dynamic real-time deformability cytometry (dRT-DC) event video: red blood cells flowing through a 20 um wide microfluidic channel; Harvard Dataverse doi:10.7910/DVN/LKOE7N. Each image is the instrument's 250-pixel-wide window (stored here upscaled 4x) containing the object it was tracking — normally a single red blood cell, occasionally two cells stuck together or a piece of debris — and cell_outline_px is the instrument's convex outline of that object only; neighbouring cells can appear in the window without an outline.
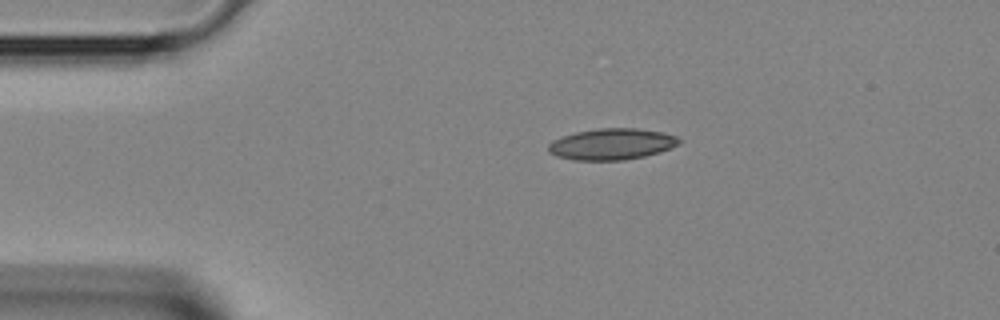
{"species": "Egyptian fruit bat (a non-hibernating species)", "species_latin": "Rousettus aegyptiacus", "temperature_condition": "room temperature", "stored_images_in_passage": 2, "camera_frame_rate_fps": 3000, "um_per_image_px": 0.085, "animal": {"sex": "female"}, "frame": {"image": 1, "passage_image": 1, "time_ms": 0.0, "image_size_px": [1000, 320], "cell_outline_px": [[680, 140], [676, 144], [660, 152], [644, 156], [624, 160], [572, 160], [556, 156], [548, 152], [548, 144], [552, 140], [576, 132], [596, 128], [636, 128], [660, 132], [676, 136]], "centroid_in_image_um": [51.93, 12.25], "position_along_channel_um": 33.1, "area_um2": 23.64}}